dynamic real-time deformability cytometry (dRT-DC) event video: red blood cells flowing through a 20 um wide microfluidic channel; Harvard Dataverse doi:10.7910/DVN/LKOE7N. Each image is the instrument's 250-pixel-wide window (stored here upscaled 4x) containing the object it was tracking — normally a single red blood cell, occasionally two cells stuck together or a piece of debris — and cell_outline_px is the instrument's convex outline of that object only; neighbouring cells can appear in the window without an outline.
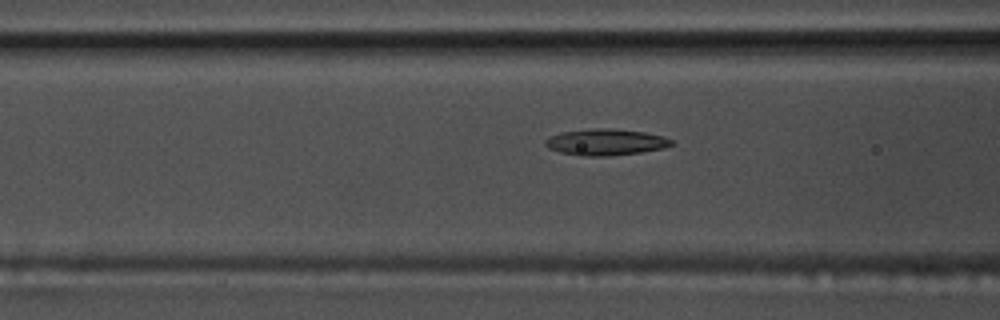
{"species": "common noctule bat (a hibernating species)", "species_latin": "Nyctalus noctula", "temperature_condition": "warm", "stored_images_in_passage": 50, "camera_frame_rate_fps": 3000, "um_per_image_px": 0.085, "animal": {"sex": "male", "body_mass_g": 17.5, "forearm_length_mm": 52.3}, "frame": {"image": 1, "passage_image": 16, "time_ms": 5.0, "image_size_px": [1000, 320], "cell_outline_px": [[672, 144], [664, 148], [640, 152], [608, 156], [584, 156], [560, 152], [548, 148], [544, 144], [548, 136], [564, 132], [592, 128], [608, 128], [644, 132], [664, 136], [672, 140]], "centroid_in_image_um": [51.47, 12.08], "position_along_channel_um": 115.1, "area_um2": 19.25}}
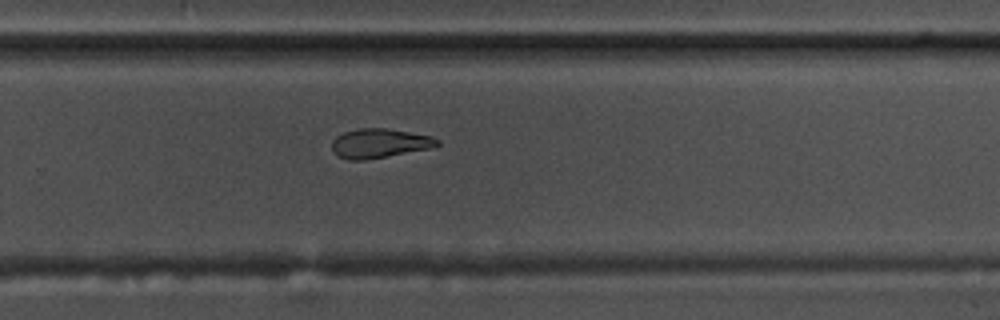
{"frame": {"image": 2, "passage_image": 31, "time_ms": 10.0, "image_size_px": [1000, 320], "cell_outline_px": [[440, 144], [428, 148], [364, 160], [348, 160], [336, 156], [332, 152], [332, 140], [336, 136], [344, 132], [360, 128], [384, 128], [432, 136], [440, 140]], "centroid_in_image_um": [32.19, 12.18], "position_along_channel_um": 297.6, "area_um2": 17.8}}
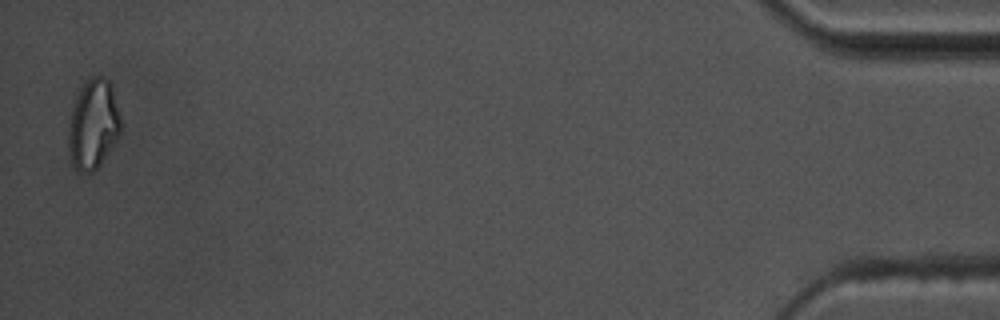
{"frame": {"image": 3, "passage_image": 49, "time_ms": 16.0, "image_size_px": [1000, 320], "cell_outline_px": [[124, 128], [120, 136], [100, 164], [92, 172], [80, 172], [72, 164], [68, 152], [68, 128], [72, 112], [76, 100], [84, 84], [92, 76], [104, 76], [108, 80], [112, 88], [124, 124]], "centroid_in_image_um": [7.97, 10.6], "position_along_channel_um": 427.2, "area_um2": 27.46}, "authors_computed_cell_mechanics": {"area_um2": 18.6983, "velocity_mm_per_s": 3.6618, "shape_relaxation_time_tau1_ms": 7.6338, "shape_relaxation_time_tau2_ms": 9.1418, "deformation_change_tau1": 0.2, "deformation_change_tau2": 0.1671}}